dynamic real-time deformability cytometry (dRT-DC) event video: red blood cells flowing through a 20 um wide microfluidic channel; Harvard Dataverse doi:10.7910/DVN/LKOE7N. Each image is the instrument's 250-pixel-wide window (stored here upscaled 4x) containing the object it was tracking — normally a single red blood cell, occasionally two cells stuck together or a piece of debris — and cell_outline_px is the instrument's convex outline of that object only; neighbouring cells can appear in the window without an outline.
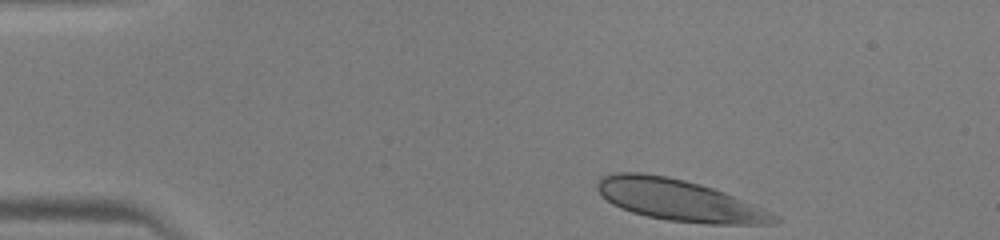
{"species": "human", "species_latin": "Homo sapiens", "temperature_condition": "warm", "stored_images_in_passage": 40, "camera_frame_rate_fps": 3000, "um_per_image_px": 0.085, "donor": {"sex": "male"}, "frame": {"image": 1, "passage_image": 1, "time_ms": 0.0, "image_size_px": [1000, 240], "cell_outline_px": [[784, 220], [772, 224], [708, 224], [668, 220], [648, 216], [632, 212], [620, 208], [612, 204], [596, 188], [596, 184], [600, 176], [616, 172], [640, 172], [668, 176], [700, 184], [724, 192], [764, 208], [780, 216]], "centroid_in_image_um": [57.76, 17.02], "position_along_channel_um": 27.2, "area_um2": 42.83}}
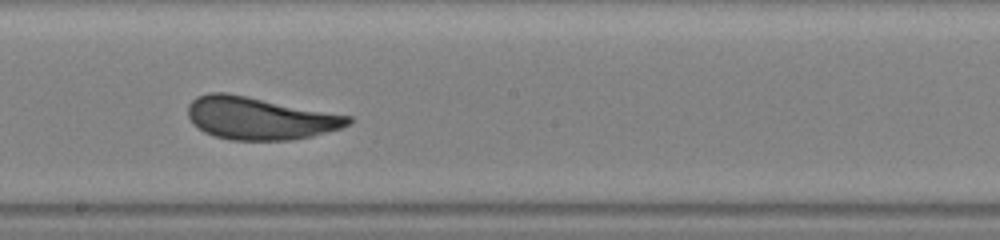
{"frame": {"image": 2, "passage_image": 20, "time_ms": 6.333, "image_size_px": [1000, 240], "cell_outline_px": [[352, 120], [348, 124], [340, 128], [312, 136], [288, 140], [232, 140], [216, 136], [204, 132], [192, 124], [188, 116], [188, 104], [196, 96], [208, 92], [228, 92], [352, 116]], "centroid_in_image_um": [22.03, 10.03], "position_along_channel_um": 226.2, "area_um2": 39.82}}
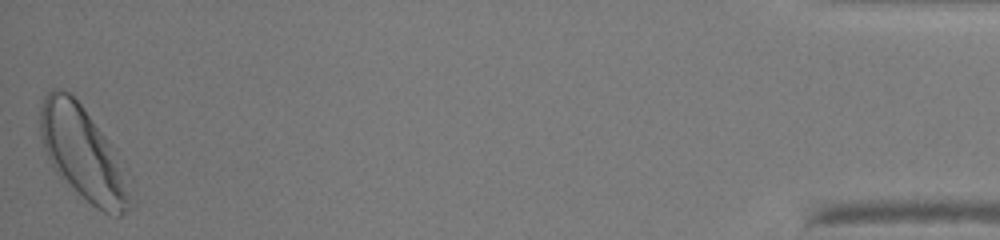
{"frame": {"image": 3, "passage_image": 40, "time_ms": 13.0, "image_size_px": [1000, 240], "cell_outline_px": [[136, 208], [120, 216], [116, 216], [104, 212], [96, 208], [56, 172], [44, 148], [40, 136], [40, 108], [44, 96], [52, 88], [56, 88], [68, 92], [80, 104], [112, 144], [136, 200]], "centroid_in_image_um": [7.12, 13.1], "position_along_channel_um": 428.1, "area_um2": 48.73}}